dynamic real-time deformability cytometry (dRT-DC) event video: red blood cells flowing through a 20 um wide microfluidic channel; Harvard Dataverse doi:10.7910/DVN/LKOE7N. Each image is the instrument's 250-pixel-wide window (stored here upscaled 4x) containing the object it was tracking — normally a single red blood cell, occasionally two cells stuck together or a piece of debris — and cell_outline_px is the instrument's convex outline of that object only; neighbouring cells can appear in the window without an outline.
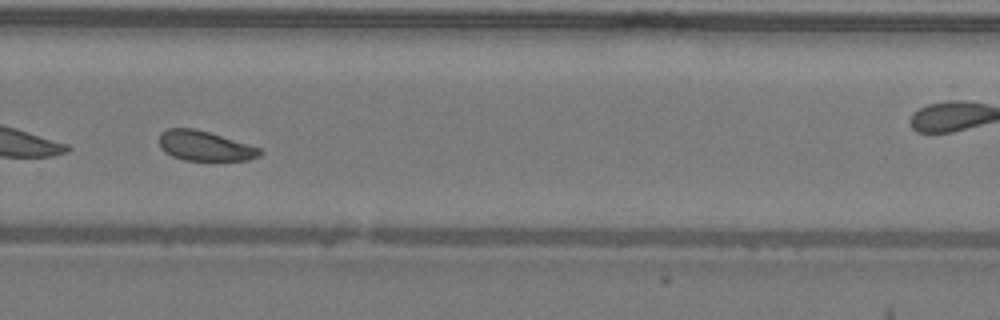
{"species": "common noctule bat (a hibernating species)", "species_latin": "Nyctalus noctula", "temperature_condition": "warm", "stored_images_in_passage": 47, "camera_frame_rate_fps": 3000, "um_per_image_px": 0.085, "animal": {"sex": "male", "body_mass_g": 19.2, "forearm_length_mm": 51.8}, "frame": {"image": 1, "passage_image": 33, "time_ms": 10.667, "image_size_px": [1000, 320], "cell_outline_px": [[264, 152], [260, 156], [248, 160], [184, 160], [172, 156], [164, 152], [160, 148], [160, 132], [168, 128], [196, 128], [260, 148]], "centroid_in_image_um": [17.39, 12.4], "position_along_channel_um": 312.4, "area_um2": 17.51}, "authors_computed_cell_mechanics": {"area_um2": 18.6694, "velocity_mm_per_s": 4.2432, "shape_relaxation_time_tau1_ms": null, "shape_relaxation_time_tau2_ms": 7.7362, "deformation_change_tau1": null, "deformation_change_tau2": 0.1222}}